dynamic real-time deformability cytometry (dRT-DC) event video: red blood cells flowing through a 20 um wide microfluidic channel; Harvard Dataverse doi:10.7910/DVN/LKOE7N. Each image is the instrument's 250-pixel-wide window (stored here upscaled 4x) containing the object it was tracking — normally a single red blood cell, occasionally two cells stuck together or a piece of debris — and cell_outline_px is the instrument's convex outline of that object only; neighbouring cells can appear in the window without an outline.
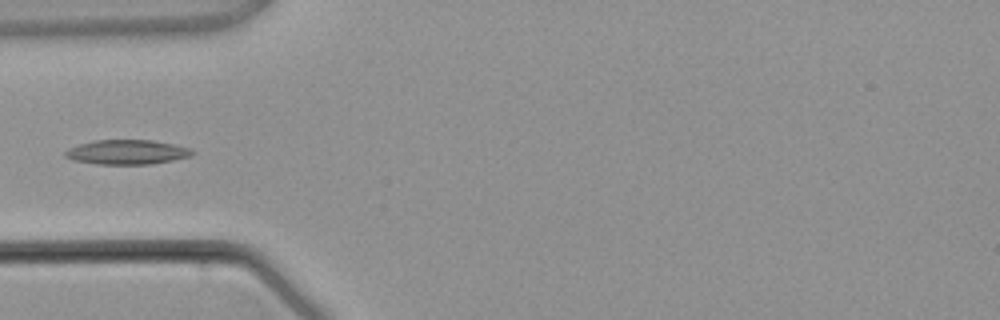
{"species": "common noctule bat (a hibernating species)", "species_latin": "Nyctalus noctula", "temperature_condition": "warm", "stored_images_in_passage": 4, "camera_frame_rate_fps": 3000, "um_per_image_px": 0.085, "animal": {"sex": "male", "body_mass_g": 21.5, "forearm_length_mm": 52.0}, "frame": {"image": 1, "passage_image": 4, "time_ms": 3.667, "image_size_px": [1000, 320], "cell_outline_px": [[196, 152], [188, 156], [172, 160], [152, 164], [96, 164], [72, 160], [64, 156], [64, 152], [68, 148], [80, 144], [96, 140], [152, 140], [172, 144], [188, 148]], "centroid_in_image_um": [10.74, 12.93], "position_along_channel_um": 74.3, "area_um2": 18.03}}